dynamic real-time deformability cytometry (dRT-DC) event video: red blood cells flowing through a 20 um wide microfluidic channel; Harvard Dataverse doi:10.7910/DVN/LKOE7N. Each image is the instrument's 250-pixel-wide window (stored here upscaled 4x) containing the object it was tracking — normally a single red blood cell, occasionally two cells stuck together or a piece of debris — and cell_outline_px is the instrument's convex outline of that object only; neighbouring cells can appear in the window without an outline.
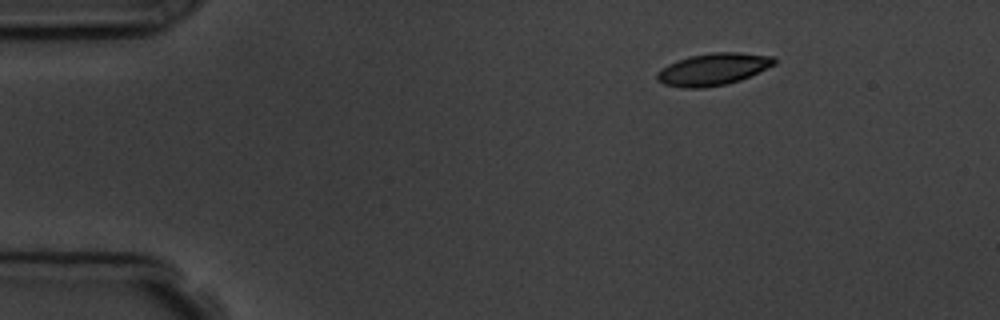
{"species": "common noctule bat (a hibernating species)", "species_latin": "Nyctalus noctula", "temperature_condition": "room temperature", "stored_images_in_passage": 3, "camera_frame_rate_fps": 3000, "um_per_image_px": 0.085, "animal": {"sex": "male", "body_mass_g": 19.5, "forearm_length_mm": 54.6}, "frame": {"image": 1, "passage_image": 1, "time_ms": 0.0, "image_size_px": [1000, 320], "cell_outline_px": [[776, 64], [740, 80], [728, 84], [704, 88], [680, 88], [664, 84], [656, 80], [656, 72], [668, 64], [688, 56], [712, 52], [740, 52], [772, 56], [776, 60]], "centroid_in_image_um": [60.59, 5.89], "position_along_channel_um": 24.4, "area_um2": 22.08}}